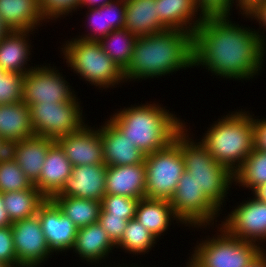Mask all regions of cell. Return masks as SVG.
Masks as SVG:
<instances>
[{
  "instance_id": "cell-1",
  "label": "cell",
  "mask_w": 266,
  "mask_h": 267,
  "mask_svg": "<svg viewBox=\"0 0 266 267\" xmlns=\"http://www.w3.org/2000/svg\"><path fill=\"white\" fill-rule=\"evenodd\" d=\"M230 16H205L198 25L193 33V67L207 70L217 80L252 81L264 71L266 44L255 26L239 24Z\"/></svg>"
},
{
  "instance_id": "cell-2",
  "label": "cell",
  "mask_w": 266,
  "mask_h": 267,
  "mask_svg": "<svg viewBox=\"0 0 266 267\" xmlns=\"http://www.w3.org/2000/svg\"><path fill=\"white\" fill-rule=\"evenodd\" d=\"M193 33L166 30L137 37L128 67L123 71L126 83L159 80L181 70L193 69Z\"/></svg>"
},
{
  "instance_id": "cell-3",
  "label": "cell",
  "mask_w": 266,
  "mask_h": 267,
  "mask_svg": "<svg viewBox=\"0 0 266 267\" xmlns=\"http://www.w3.org/2000/svg\"><path fill=\"white\" fill-rule=\"evenodd\" d=\"M140 103L115 109L108 119L132 145L149 154L170 144L185 127V121L159 101Z\"/></svg>"
},
{
  "instance_id": "cell-4",
  "label": "cell",
  "mask_w": 266,
  "mask_h": 267,
  "mask_svg": "<svg viewBox=\"0 0 266 267\" xmlns=\"http://www.w3.org/2000/svg\"><path fill=\"white\" fill-rule=\"evenodd\" d=\"M232 109L208 125L199 140L213 159L234 173L255 148L253 111ZM248 109V110H246ZM251 112V113H250Z\"/></svg>"
},
{
  "instance_id": "cell-5",
  "label": "cell",
  "mask_w": 266,
  "mask_h": 267,
  "mask_svg": "<svg viewBox=\"0 0 266 267\" xmlns=\"http://www.w3.org/2000/svg\"><path fill=\"white\" fill-rule=\"evenodd\" d=\"M187 124L191 123L185 122V127L175 136L179 142L185 171L193 177L199 190H202L206 197L225 213L226 201L234 189L232 187L234 175L227 167L213 159L208 149L198 137L194 136L191 126Z\"/></svg>"
},
{
  "instance_id": "cell-6",
  "label": "cell",
  "mask_w": 266,
  "mask_h": 267,
  "mask_svg": "<svg viewBox=\"0 0 266 267\" xmlns=\"http://www.w3.org/2000/svg\"><path fill=\"white\" fill-rule=\"evenodd\" d=\"M59 42L60 56L68 70L77 74L80 80L89 83L96 91H107L125 84L124 73L105 53L98 41L73 37ZM66 60V61H65ZM70 67V68H69ZM119 85V86H118ZM98 87V88H97Z\"/></svg>"
},
{
  "instance_id": "cell-7",
  "label": "cell",
  "mask_w": 266,
  "mask_h": 267,
  "mask_svg": "<svg viewBox=\"0 0 266 267\" xmlns=\"http://www.w3.org/2000/svg\"><path fill=\"white\" fill-rule=\"evenodd\" d=\"M215 229L211 237L198 238L188 253L201 267H247L264 250L256 243L231 236L221 225Z\"/></svg>"
},
{
  "instance_id": "cell-8",
  "label": "cell",
  "mask_w": 266,
  "mask_h": 267,
  "mask_svg": "<svg viewBox=\"0 0 266 267\" xmlns=\"http://www.w3.org/2000/svg\"><path fill=\"white\" fill-rule=\"evenodd\" d=\"M175 216L188 228L202 231L215 230L214 227L220 224L222 212L206 197L202 190H199L193 177L189 172L184 171L178 181L176 191L170 200ZM220 218V219H219ZM218 222V223H217ZM207 228V229H206ZM204 229L207 230L204 232Z\"/></svg>"
},
{
  "instance_id": "cell-9",
  "label": "cell",
  "mask_w": 266,
  "mask_h": 267,
  "mask_svg": "<svg viewBox=\"0 0 266 267\" xmlns=\"http://www.w3.org/2000/svg\"><path fill=\"white\" fill-rule=\"evenodd\" d=\"M145 197L170 201L185 171L179 142L174 139L166 147L146 154Z\"/></svg>"
},
{
  "instance_id": "cell-10",
  "label": "cell",
  "mask_w": 266,
  "mask_h": 267,
  "mask_svg": "<svg viewBox=\"0 0 266 267\" xmlns=\"http://www.w3.org/2000/svg\"><path fill=\"white\" fill-rule=\"evenodd\" d=\"M80 99L77 96L74 100L62 103L32 104L30 116L35 136L56 141L60 137L79 131L88 123Z\"/></svg>"
},
{
  "instance_id": "cell-11",
  "label": "cell",
  "mask_w": 266,
  "mask_h": 267,
  "mask_svg": "<svg viewBox=\"0 0 266 267\" xmlns=\"http://www.w3.org/2000/svg\"><path fill=\"white\" fill-rule=\"evenodd\" d=\"M61 68H57L51 62L49 64L44 62L28 71L23 80L22 101L30 107L37 103H62L74 100L78 92H75V88L69 83L70 79L60 72Z\"/></svg>"
},
{
  "instance_id": "cell-12",
  "label": "cell",
  "mask_w": 266,
  "mask_h": 267,
  "mask_svg": "<svg viewBox=\"0 0 266 267\" xmlns=\"http://www.w3.org/2000/svg\"><path fill=\"white\" fill-rule=\"evenodd\" d=\"M248 196L250 197H247V200L244 198L233 207L230 206L231 211L222 217L219 225L231 236L256 243L266 249V203L253 193Z\"/></svg>"
},
{
  "instance_id": "cell-13",
  "label": "cell",
  "mask_w": 266,
  "mask_h": 267,
  "mask_svg": "<svg viewBox=\"0 0 266 267\" xmlns=\"http://www.w3.org/2000/svg\"><path fill=\"white\" fill-rule=\"evenodd\" d=\"M17 262L22 267H44L54 254L50 251L38 215L12 223Z\"/></svg>"
},
{
  "instance_id": "cell-14",
  "label": "cell",
  "mask_w": 266,
  "mask_h": 267,
  "mask_svg": "<svg viewBox=\"0 0 266 267\" xmlns=\"http://www.w3.org/2000/svg\"><path fill=\"white\" fill-rule=\"evenodd\" d=\"M37 215L50 251L55 255L71 251L78 228L57 204L51 198H47L40 205Z\"/></svg>"
},
{
  "instance_id": "cell-15",
  "label": "cell",
  "mask_w": 266,
  "mask_h": 267,
  "mask_svg": "<svg viewBox=\"0 0 266 267\" xmlns=\"http://www.w3.org/2000/svg\"><path fill=\"white\" fill-rule=\"evenodd\" d=\"M89 123L56 140L73 166L105 164L98 126Z\"/></svg>"
},
{
  "instance_id": "cell-16",
  "label": "cell",
  "mask_w": 266,
  "mask_h": 267,
  "mask_svg": "<svg viewBox=\"0 0 266 267\" xmlns=\"http://www.w3.org/2000/svg\"><path fill=\"white\" fill-rule=\"evenodd\" d=\"M82 9H86L84 16V31L80 35L74 37L99 41L100 39L107 36L111 31L116 29H122L125 25L126 19V0H112L107 4L95 7V8H79V12ZM87 22V24H86Z\"/></svg>"
},
{
  "instance_id": "cell-17",
  "label": "cell",
  "mask_w": 266,
  "mask_h": 267,
  "mask_svg": "<svg viewBox=\"0 0 266 267\" xmlns=\"http://www.w3.org/2000/svg\"><path fill=\"white\" fill-rule=\"evenodd\" d=\"M115 248V244L100 223L95 222L78 229L74 246L69 254L72 252L74 254L72 256L78 257L86 265L89 264L87 266L91 264L92 267L93 265L101 267L103 262L106 264L107 260L111 261V256L116 253L113 251H117Z\"/></svg>"
},
{
  "instance_id": "cell-18",
  "label": "cell",
  "mask_w": 266,
  "mask_h": 267,
  "mask_svg": "<svg viewBox=\"0 0 266 267\" xmlns=\"http://www.w3.org/2000/svg\"><path fill=\"white\" fill-rule=\"evenodd\" d=\"M106 164L73 166L71 176L54 196L102 201L105 193Z\"/></svg>"
},
{
  "instance_id": "cell-19",
  "label": "cell",
  "mask_w": 266,
  "mask_h": 267,
  "mask_svg": "<svg viewBox=\"0 0 266 267\" xmlns=\"http://www.w3.org/2000/svg\"><path fill=\"white\" fill-rule=\"evenodd\" d=\"M99 123L104 162L107 166H125L142 164L145 156L140 149L132 145L125 135L108 119Z\"/></svg>"
},
{
  "instance_id": "cell-20",
  "label": "cell",
  "mask_w": 266,
  "mask_h": 267,
  "mask_svg": "<svg viewBox=\"0 0 266 267\" xmlns=\"http://www.w3.org/2000/svg\"><path fill=\"white\" fill-rule=\"evenodd\" d=\"M36 31H10L0 42V68L4 72L26 74L37 64L32 60V36ZM32 35V36H31ZM29 62H31L29 64Z\"/></svg>"
},
{
  "instance_id": "cell-21",
  "label": "cell",
  "mask_w": 266,
  "mask_h": 267,
  "mask_svg": "<svg viewBox=\"0 0 266 267\" xmlns=\"http://www.w3.org/2000/svg\"><path fill=\"white\" fill-rule=\"evenodd\" d=\"M55 142L42 136H33L9 144V154L35 185L39 179L49 147Z\"/></svg>"
},
{
  "instance_id": "cell-22",
  "label": "cell",
  "mask_w": 266,
  "mask_h": 267,
  "mask_svg": "<svg viewBox=\"0 0 266 267\" xmlns=\"http://www.w3.org/2000/svg\"><path fill=\"white\" fill-rule=\"evenodd\" d=\"M159 21L168 30L194 33L205 15L196 0H155Z\"/></svg>"
},
{
  "instance_id": "cell-23",
  "label": "cell",
  "mask_w": 266,
  "mask_h": 267,
  "mask_svg": "<svg viewBox=\"0 0 266 267\" xmlns=\"http://www.w3.org/2000/svg\"><path fill=\"white\" fill-rule=\"evenodd\" d=\"M146 166L144 163L125 166H107L105 193L135 199L145 197Z\"/></svg>"
},
{
  "instance_id": "cell-24",
  "label": "cell",
  "mask_w": 266,
  "mask_h": 267,
  "mask_svg": "<svg viewBox=\"0 0 266 267\" xmlns=\"http://www.w3.org/2000/svg\"><path fill=\"white\" fill-rule=\"evenodd\" d=\"M0 17L10 31L38 32L40 26L48 23L39 0H0Z\"/></svg>"
},
{
  "instance_id": "cell-25",
  "label": "cell",
  "mask_w": 266,
  "mask_h": 267,
  "mask_svg": "<svg viewBox=\"0 0 266 267\" xmlns=\"http://www.w3.org/2000/svg\"><path fill=\"white\" fill-rule=\"evenodd\" d=\"M135 218L158 240H161V238L164 239L162 236L168 234L167 231L170 230V226L177 223L178 227H184L180 220L175 216L170 201L168 200L147 197L139 199Z\"/></svg>"
},
{
  "instance_id": "cell-26",
  "label": "cell",
  "mask_w": 266,
  "mask_h": 267,
  "mask_svg": "<svg viewBox=\"0 0 266 267\" xmlns=\"http://www.w3.org/2000/svg\"><path fill=\"white\" fill-rule=\"evenodd\" d=\"M73 165L65 156L60 145L55 141L44 161L40 179L34 185L46 198H52L63 187L72 174Z\"/></svg>"
},
{
  "instance_id": "cell-27",
  "label": "cell",
  "mask_w": 266,
  "mask_h": 267,
  "mask_svg": "<svg viewBox=\"0 0 266 267\" xmlns=\"http://www.w3.org/2000/svg\"><path fill=\"white\" fill-rule=\"evenodd\" d=\"M35 136L30 107L23 101L0 105V138L8 145Z\"/></svg>"
},
{
  "instance_id": "cell-28",
  "label": "cell",
  "mask_w": 266,
  "mask_h": 267,
  "mask_svg": "<svg viewBox=\"0 0 266 267\" xmlns=\"http://www.w3.org/2000/svg\"><path fill=\"white\" fill-rule=\"evenodd\" d=\"M124 28L136 37L168 30L158 19L155 0H126Z\"/></svg>"
},
{
  "instance_id": "cell-29",
  "label": "cell",
  "mask_w": 266,
  "mask_h": 267,
  "mask_svg": "<svg viewBox=\"0 0 266 267\" xmlns=\"http://www.w3.org/2000/svg\"><path fill=\"white\" fill-rule=\"evenodd\" d=\"M2 199L13 223L37 215L40 205L47 198L33 185L29 189L2 193Z\"/></svg>"
},
{
  "instance_id": "cell-30",
  "label": "cell",
  "mask_w": 266,
  "mask_h": 267,
  "mask_svg": "<svg viewBox=\"0 0 266 267\" xmlns=\"http://www.w3.org/2000/svg\"><path fill=\"white\" fill-rule=\"evenodd\" d=\"M234 188L249 190L254 193L266 184V152L254 148L241 166L233 173Z\"/></svg>"
},
{
  "instance_id": "cell-31",
  "label": "cell",
  "mask_w": 266,
  "mask_h": 267,
  "mask_svg": "<svg viewBox=\"0 0 266 267\" xmlns=\"http://www.w3.org/2000/svg\"><path fill=\"white\" fill-rule=\"evenodd\" d=\"M51 199L78 229L99 222L101 201L66 196Z\"/></svg>"
},
{
  "instance_id": "cell-32",
  "label": "cell",
  "mask_w": 266,
  "mask_h": 267,
  "mask_svg": "<svg viewBox=\"0 0 266 267\" xmlns=\"http://www.w3.org/2000/svg\"><path fill=\"white\" fill-rule=\"evenodd\" d=\"M157 242L159 240L142 224H140L136 218L128 220L125 231L121 239L115 244L116 249L119 251L131 254L132 257L139 258L145 254H149L151 250L154 251ZM153 248V249H152ZM142 255V256H141Z\"/></svg>"
},
{
  "instance_id": "cell-33",
  "label": "cell",
  "mask_w": 266,
  "mask_h": 267,
  "mask_svg": "<svg viewBox=\"0 0 266 267\" xmlns=\"http://www.w3.org/2000/svg\"><path fill=\"white\" fill-rule=\"evenodd\" d=\"M137 37L126 28L111 31L98 42L102 50L124 71L131 59Z\"/></svg>"
},
{
  "instance_id": "cell-34",
  "label": "cell",
  "mask_w": 266,
  "mask_h": 267,
  "mask_svg": "<svg viewBox=\"0 0 266 267\" xmlns=\"http://www.w3.org/2000/svg\"><path fill=\"white\" fill-rule=\"evenodd\" d=\"M33 186L19 165L8 153L0 160V192H12L29 189Z\"/></svg>"
},
{
  "instance_id": "cell-35",
  "label": "cell",
  "mask_w": 266,
  "mask_h": 267,
  "mask_svg": "<svg viewBox=\"0 0 266 267\" xmlns=\"http://www.w3.org/2000/svg\"><path fill=\"white\" fill-rule=\"evenodd\" d=\"M39 4L48 23L67 19L66 17L73 15L74 12L77 13L80 8V0H39Z\"/></svg>"
},
{
  "instance_id": "cell-36",
  "label": "cell",
  "mask_w": 266,
  "mask_h": 267,
  "mask_svg": "<svg viewBox=\"0 0 266 267\" xmlns=\"http://www.w3.org/2000/svg\"><path fill=\"white\" fill-rule=\"evenodd\" d=\"M139 199L122 195L105 194L101 201V208L111 216H124L130 220L135 218Z\"/></svg>"
},
{
  "instance_id": "cell-37",
  "label": "cell",
  "mask_w": 266,
  "mask_h": 267,
  "mask_svg": "<svg viewBox=\"0 0 266 267\" xmlns=\"http://www.w3.org/2000/svg\"><path fill=\"white\" fill-rule=\"evenodd\" d=\"M24 74L4 72L0 77V105L21 102Z\"/></svg>"
},
{
  "instance_id": "cell-38",
  "label": "cell",
  "mask_w": 266,
  "mask_h": 267,
  "mask_svg": "<svg viewBox=\"0 0 266 267\" xmlns=\"http://www.w3.org/2000/svg\"><path fill=\"white\" fill-rule=\"evenodd\" d=\"M0 262L7 267H22L17 262L11 226L0 227Z\"/></svg>"
},
{
  "instance_id": "cell-39",
  "label": "cell",
  "mask_w": 266,
  "mask_h": 267,
  "mask_svg": "<svg viewBox=\"0 0 266 267\" xmlns=\"http://www.w3.org/2000/svg\"><path fill=\"white\" fill-rule=\"evenodd\" d=\"M127 222L128 220L124 216H111V214H107L102 208L100 210L99 223L114 244L121 239Z\"/></svg>"
},
{
  "instance_id": "cell-40",
  "label": "cell",
  "mask_w": 266,
  "mask_h": 267,
  "mask_svg": "<svg viewBox=\"0 0 266 267\" xmlns=\"http://www.w3.org/2000/svg\"><path fill=\"white\" fill-rule=\"evenodd\" d=\"M198 7L205 16L209 15H233L234 0H196Z\"/></svg>"
},
{
  "instance_id": "cell-41",
  "label": "cell",
  "mask_w": 266,
  "mask_h": 267,
  "mask_svg": "<svg viewBox=\"0 0 266 267\" xmlns=\"http://www.w3.org/2000/svg\"><path fill=\"white\" fill-rule=\"evenodd\" d=\"M246 20L245 21H251L254 24L259 25V29H255L260 37L262 38L263 42L266 44V1L261 2L258 4L252 11H250L248 14H241V18Z\"/></svg>"
},
{
  "instance_id": "cell-42",
  "label": "cell",
  "mask_w": 266,
  "mask_h": 267,
  "mask_svg": "<svg viewBox=\"0 0 266 267\" xmlns=\"http://www.w3.org/2000/svg\"><path fill=\"white\" fill-rule=\"evenodd\" d=\"M262 118L260 116H255V114L253 113L255 148L266 152V118Z\"/></svg>"
},
{
  "instance_id": "cell-43",
  "label": "cell",
  "mask_w": 266,
  "mask_h": 267,
  "mask_svg": "<svg viewBox=\"0 0 266 267\" xmlns=\"http://www.w3.org/2000/svg\"><path fill=\"white\" fill-rule=\"evenodd\" d=\"M266 0H234L235 8L240 16L241 14H248L252 11L258 4Z\"/></svg>"
},
{
  "instance_id": "cell-44",
  "label": "cell",
  "mask_w": 266,
  "mask_h": 267,
  "mask_svg": "<svg viewBox=\"0 0 266 267\" xmlns=\"http://www.w3.org/2000/svg\"><path fill=\"white\" fill-rule=\"evenodd\" d=\"M12 222L8 217L7 211L4 208L2 193L0 192V227L11 226Z\"/></svg>"
},
{
  "instance_id": "cell-45",
  "label": "cell",
  "mask_w": 266,
  "mask_h": 267,
  "mask_svg": "<svg viewBox=\"0 0 266 267\" xmlns=\"http://www.w3.org/2000/svg\"><path fill=\"white\" fill-rule=\"evenodd\" d=\"M112 0H80V8H95L100 7Z\"/></svg>"
},
{
  "instance_id": "cell-46",
  "label": "cell",
  "mask_w": 266,
  "mask_h": 267,
  "mask_svg": "<svg viewBox=\"0 0 266 267\" xmlns=\"http://www.w3.org/2000/svg\"><path fill=\"white\" fill-rule=\"evenodd\" d=\"M247 267H266V249H264Z\"/></svg>"
},
{
  "instance_id": "cell-47",
  "label": "cell",
  "mask_w": 266,
  "mask_h": 267,
  "mask_svg": "<svg viewBox=\"0 0 266 267\" xmlns=\"http://www.w3.org/2000/svg\"><path fill=\"white\" fill-rule=\"evenodd\" d=\"M120 261H121V260H119L118 263H115V262L112 261L113 264L109 261V263H110L109 265H107V264H106V265H103V264H102V267H104V266H105V267H112V266H113V267H144V266H145V265H140V264H139V266H138V262H137L136 264H135V263H132V264H131V263H130L131 261H129V262H128L129 264H127V263L124 262V260L122 261L123 264H122V263L120 264V263H119ZM98 267H99V266H98Z\"/></svg>"
},
{
  "instance_id": "cell-48",
  "label": "cell",
  "mask_w": 266,
  "mask_h": 267,
  "mask_svg": "<svg viewBox=\"0 0 266 267\" xmlns=\"http://www.w3.org/2000/svg\"><path fill=\"white\" fill-rule=\"evenodd\" d=\"M253 194L266 203V184L258 188Z\"/></svg>"
},
{
  "instance_id": "cell-49",
  "label": "cell",
  "mask_w": 266,
  "mask_h": 267,
  "mask_svg": "<svg viewBox=\"0 0 266 267\" xmlns=\"http://www.w3.org/2000/svg\"><path fill=\"white\" fill-rule=\"evenodd\" d=\"M9 153V145L0 138V160Z\"/></svg>"
},
{
  "instance_id": "cell-50",
  "label": "cell",
  "mask_w": 266,
  "mask_h": 267,
  "mask_svg": "<svg viewBox=\"0 0 266 267\" xmlns=\"http://www.w3.org/2000/svg\"><path fill=\"white\" fill-rule=\"evenodd\" d=\"M10 32V29L5 25L0 17V42Z\"/></svg>"
},
{
  "instance_id": "cell-51",
  "label": "cell",
  "mask_w": 266,
  "mask_h": 267,
  "mask_svg": "<svg viewBox=\"0 0 266 267\" xmlns=\"http://www.w3.org/2000/svg\"><path fill=\"white\" fill-rule=\"evenodd\" d=\"M187 257V262H185L186 265H184L183 267H201L196 260L190 255ZM180 267H182L181 265H179Z\"/></svg>"
},
{
  "instance_id": "cell-52",
  "label": "cell",
  "mask_w": 266,
  "mask_h": 267,
  "mask_svg": "<svg viewBox=\"0 0 266 267\" xmlns=\"http://www.w3.org/2000/svg\"><path fill=\"white\" fill-rule=\"evenodd\" d=\"M3 73L4 71L0 68V77L2 76Z\"/></svg>"
},
{
  "instance_id": "cell-53",
  "label": "cell",
  "mask_w": 266,
  "mask_h": 267,
  "mask_svg": "<svg viewBox=\"0 0 266 267\" xmlns=\"http://www.w3.org/2000/svg\"><path fill=\"white\" fill-rule=\"evenodd\" d=\"M0 267H7V266L0 262Z\"/></svg>"
}]
</instances>
